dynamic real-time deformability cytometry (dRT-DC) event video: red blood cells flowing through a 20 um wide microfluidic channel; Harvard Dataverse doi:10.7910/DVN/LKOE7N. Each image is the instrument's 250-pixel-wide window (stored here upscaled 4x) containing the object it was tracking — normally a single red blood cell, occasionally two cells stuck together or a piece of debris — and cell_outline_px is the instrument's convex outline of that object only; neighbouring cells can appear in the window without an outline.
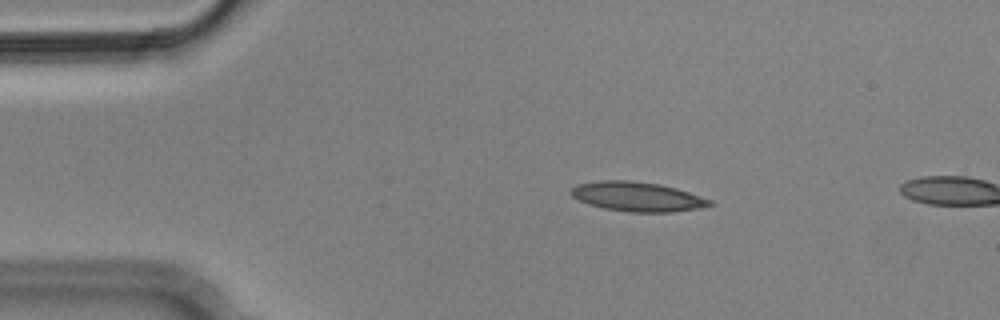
{"species": "Egyptian fruit bat (a non-hibernating species)", "species_latin": "Rousettus aegyptiacus", "temperature_condition": "cold", "stored_images_in_passage": 4, "camera_frame_rate_fps": 3000, "um_per_image_px": 0.085, "animal": {"sex": "male"}, "frame": {"image": 1, "passage_image": 3, "time_ms": 0.667, "image_size_px": [1000, 320], "cell_outline_px": [[716, 204], [700, 208], [672, 212], [632, 212], [604, 208], [588, 204], [572, 196], [568, 192], [576, 184], [600, 180], [632, 180], [660, 184], [676, 188], [712, 200]], "centroid_in_image_um": [54.18, 16.71], "position_along_channel_um": 30.8, "area_um2": 23.93}}